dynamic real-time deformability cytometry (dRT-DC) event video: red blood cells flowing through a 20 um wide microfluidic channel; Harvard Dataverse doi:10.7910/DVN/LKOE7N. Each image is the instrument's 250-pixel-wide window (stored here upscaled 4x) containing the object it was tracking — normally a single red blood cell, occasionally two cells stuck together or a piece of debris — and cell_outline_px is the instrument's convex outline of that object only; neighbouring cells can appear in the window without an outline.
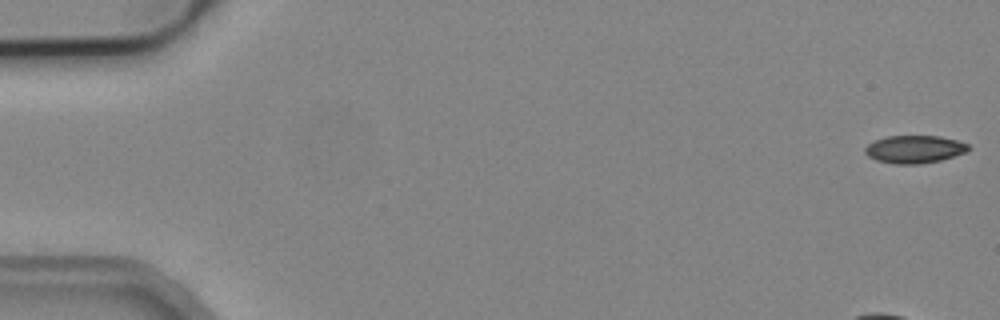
{"species": "common noctule bat (a hibernating species)", "species_latin": "Nyctalus noctula", "temperature_condition": "cold", "stored_images_in_passage": 5, "camera_frame_rate_fps": 3000, "um_per_image_px": 0.085, "animal": {"sex": "male", "body_mass_g": 19.2, "forearm_length_mm": 51.8}, "frame": {"image": 1, "passage_image": 1, "time_ms": 0.0, "image_size_px": [1000, 320], "cell_outline_px": [[972, 148], [968, 152], [940, 160], [920, 164], [896, 164], [876, 160], [868, 156], [864, 152], [864, 148], [868, 144], [876, 140], [888, 136], [940, 136], [956, 140], [968, 144]], "centroid_in_image_um": [77.75, 12.69], "position_along_channel_um": 7.2, "area_um2": 16.76}}